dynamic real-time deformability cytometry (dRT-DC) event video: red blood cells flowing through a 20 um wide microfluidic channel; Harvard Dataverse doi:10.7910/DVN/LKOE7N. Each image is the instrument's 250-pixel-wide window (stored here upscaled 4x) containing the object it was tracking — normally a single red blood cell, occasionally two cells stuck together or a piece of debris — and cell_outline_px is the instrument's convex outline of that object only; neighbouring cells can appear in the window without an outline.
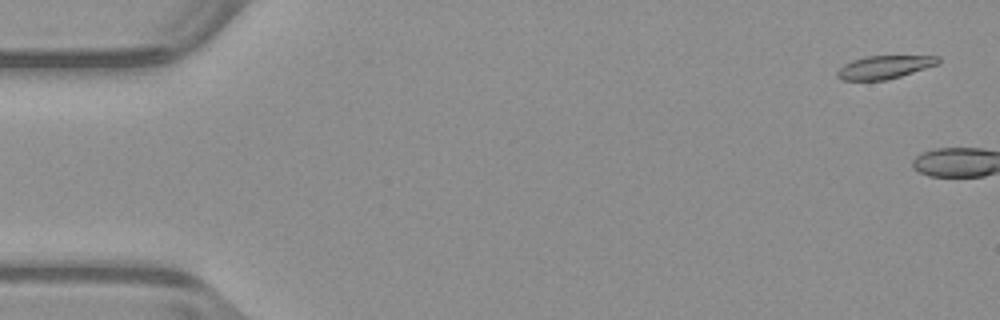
{"species": "common noctule bat (a hibernating species)", "species_latin": "Nyctalus noctula", "temperature_condition": "warm", "stored_images_in_passage": 4, "camera_frame_rate_fps": 3000, "um_per_image_px": 0.085, "animal": {"sex": "male", "body_mass_g": 23.1, "forearm_length_mm": 52.7}, "frame": {"image": 1, "passage_image": 2, "time_ms": 0.333, "image_size_px": [1000, 320], "cell_outline_px": [[940, 64], [900, 76], [884, 80], [840, 80], [836, 76], [836, 72], [844, 64], [852, 60], [864, 56], [940, 56]], "centroid_in_image_um": [75.17, 5.7], "position_along_channel_um": 9.8, "area_um2": 13.64}}